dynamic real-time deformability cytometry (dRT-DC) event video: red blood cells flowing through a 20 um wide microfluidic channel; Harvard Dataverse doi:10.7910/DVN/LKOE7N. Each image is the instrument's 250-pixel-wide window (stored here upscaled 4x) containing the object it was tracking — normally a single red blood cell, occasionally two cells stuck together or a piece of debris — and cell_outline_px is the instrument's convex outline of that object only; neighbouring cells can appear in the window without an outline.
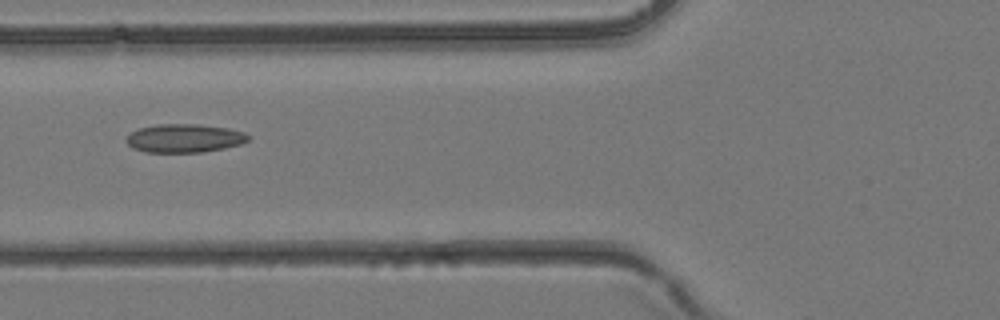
{"species": "common noctule bat (a hibernating species)", "species_latin": "Nyctalus noctula", "temperature_condition": "room temperature", "stored_images_in_passage": 6, "camera_frame_rate_fps": 3000, "um_per_image_px": 0.085, "animal": {"sex": "female", "body_mass_g": 24.6, "forearm_length_mm": 56.2}, "frame": {"image": 1, "passage_image": 6, "time_ms": 1.667, "image_size_px": [1000, 320], "cell_outline_px": [[252, 136], [248, 140], [240, 144], [224, 148], [200, 152], [144, 152], [132, 148], [124, 140], [124, 136], [140, 128], [156, 124], [200, 124], [228, 128], [244, 132]], "centroid_in_image_um": [15.65, 11.74], "position_along_channel_um": 110.2, "area_um2": 20.4}}